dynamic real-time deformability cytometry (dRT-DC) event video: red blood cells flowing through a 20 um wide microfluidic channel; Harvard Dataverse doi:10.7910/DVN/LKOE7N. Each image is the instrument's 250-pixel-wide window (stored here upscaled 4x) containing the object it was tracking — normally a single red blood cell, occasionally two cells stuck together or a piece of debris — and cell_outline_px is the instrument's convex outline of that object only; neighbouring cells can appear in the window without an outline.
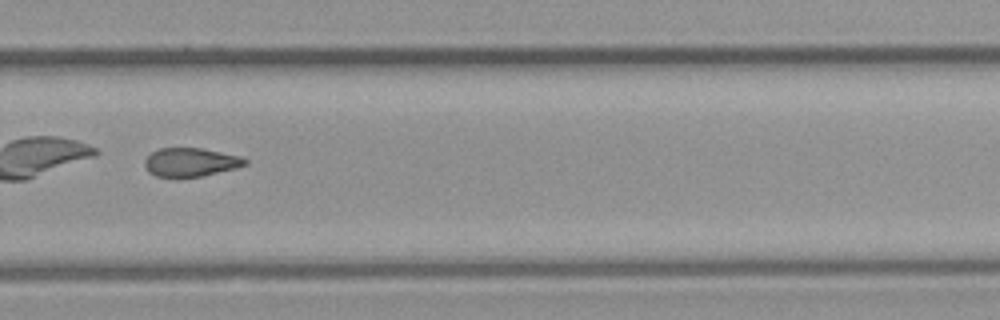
{"species": "common noctule bat (a hibernating species)", "species_latin": "Nyctalus noctula", "temperature_condition": "cold", "stored_images_in_passage": 56, "camera_frame_rate_fps": 3000, "um_per_image_px": 0.085, "animal": {"sex": "male", "body_mass_g": 23.1, "forearm_length_mm": 52.7}, "frame": {"image": 1, "passage_image": 40, "time_ms": 13.0, "image_size_px": [1000, 320], "cell_outline_px": [[248, 164], [236, 168], [200, 176], [156, 176], [148, 172], [144, 164], [144, 160], [152, 152], [160, 148], [200, 148], [244, 156], [248, 160]], "centroid_in_image_um": [16.24, 13.77], "position_along_channel_um": 313.6, "area_um2": 16.65}}